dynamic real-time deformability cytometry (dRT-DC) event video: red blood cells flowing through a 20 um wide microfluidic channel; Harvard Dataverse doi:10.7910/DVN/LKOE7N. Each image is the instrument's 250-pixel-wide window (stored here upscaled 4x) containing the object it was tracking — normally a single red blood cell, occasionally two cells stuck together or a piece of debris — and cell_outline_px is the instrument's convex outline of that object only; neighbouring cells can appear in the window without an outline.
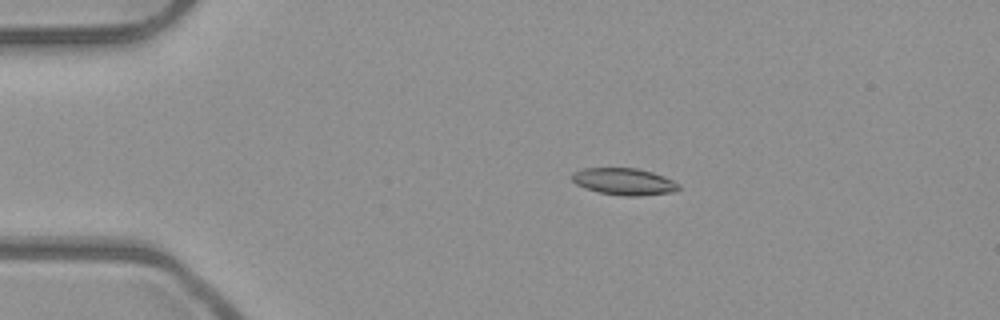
{"species": "common noctule bat (a hibernating species)", "species_latin": "Nyctalus noctula", "temperature_condition": "room temperature", "stored_images_in_passage": 6, "camera_frame_rate_fps": 3000, "um_per_image_px": 0.085, "animal": {"sex": "male", "body_mass_g": 23.1, "forearm_length_mm": 52.7}, "frame": {"image": 1, "passage_image": 3, "time_ms": 0.667, "image_size_px": [1000, 320], "cell_outline_px": [[680, 188], [676, 192], [640, 196], [624, 196], [600, 192], [584, 188], [576, 184], [572, 180], [572, 172], [584, 168], [636, 168], [652, 172], [664, 176], [680, 184]], "centroid_in_image_um": [53.06, 15.44], "position_along_channel_um": 31.9, "area_um2": 16.82}}
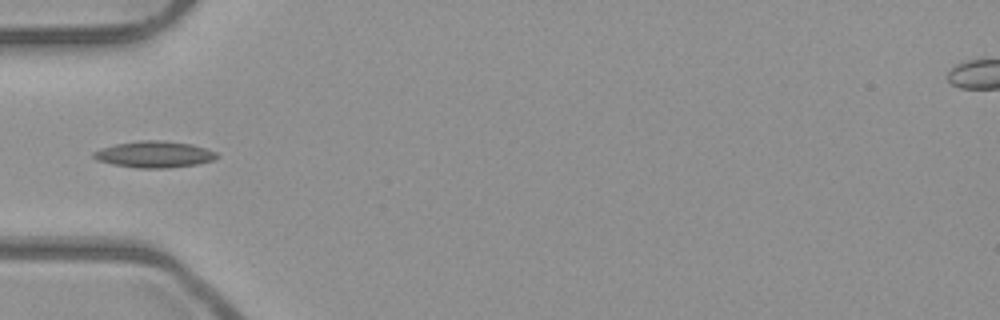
{"frame": {"image": 2, "passage_image": 5, "time_ms": 1.333, "image_size_px": [1000, 320], "cell_outline_px": [[220, 156], [216, 160], [196, 164], [168, 168], [136, 168], [112, 164], [96, 160], [92, 156], [92, 152], [100, 148], [116, 144], [140, 140], [160, 140], [192, 144], [216, 152]], "centroid_in_image_um": [13.11, 13.12], "position_along_channel_um": 71.9, "area_um2": 19.13}}
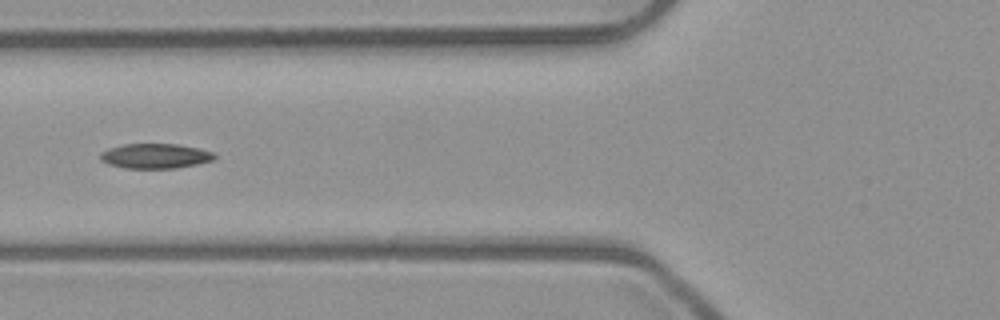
{"frame": {"image": 3, "passage_image": 6, "time_ms": 1.667, "image_size_px": [1000, 320], "cell_outline_px": [[216, 156], [212, 160], [196, 164], [176, 168], [124, 168], [108, 164], [100, 160], [100, 152], [108, 148], [124, 144], [176, 144], [196, 148], [212, 152]], "centroid_in_image_um": [13.13, 13.26], "position_along_channel_um": 112.7, "area_um2": 16.42}}